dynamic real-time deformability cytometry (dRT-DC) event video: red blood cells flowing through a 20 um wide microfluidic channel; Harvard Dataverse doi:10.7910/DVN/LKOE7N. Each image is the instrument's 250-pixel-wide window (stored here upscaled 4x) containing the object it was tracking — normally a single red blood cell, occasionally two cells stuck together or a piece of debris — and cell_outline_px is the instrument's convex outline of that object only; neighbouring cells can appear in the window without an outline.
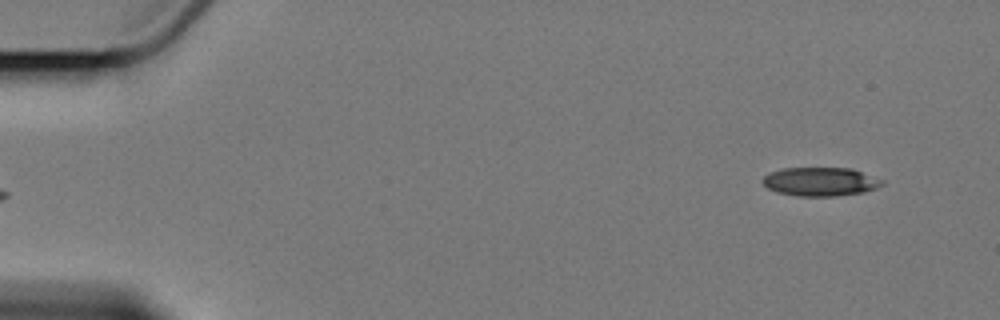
{"species": "Egyptian fruit bat (a non-hibernating species)", "species_latin": "Rousettus aegyptiacus", "temperature_condition": "cold", "stored_images_in_passage": 6, "segment_of_instrument_passage": [2, 2], "camera_frame_rate_fps": 3000, "um_per_image_px": 0.085, "animal": {"sex": "female"}, "frame": {"image": 1, "passage_image": 6, "time_ms": 6.0, "image_size_px": [1000, 320], "cell_outline_px": [[884, 184], [876, 188], [864, 192], [836, 196], [796, 196], [776, 192], [768, 188], [760, 180], [768, 172], [784, 168], [852, 168], [884, 180]], "centroid_in_image_um": [69.72, 15.44], "position_along_channel_um": 15.3, "area_um2": 20.17}}